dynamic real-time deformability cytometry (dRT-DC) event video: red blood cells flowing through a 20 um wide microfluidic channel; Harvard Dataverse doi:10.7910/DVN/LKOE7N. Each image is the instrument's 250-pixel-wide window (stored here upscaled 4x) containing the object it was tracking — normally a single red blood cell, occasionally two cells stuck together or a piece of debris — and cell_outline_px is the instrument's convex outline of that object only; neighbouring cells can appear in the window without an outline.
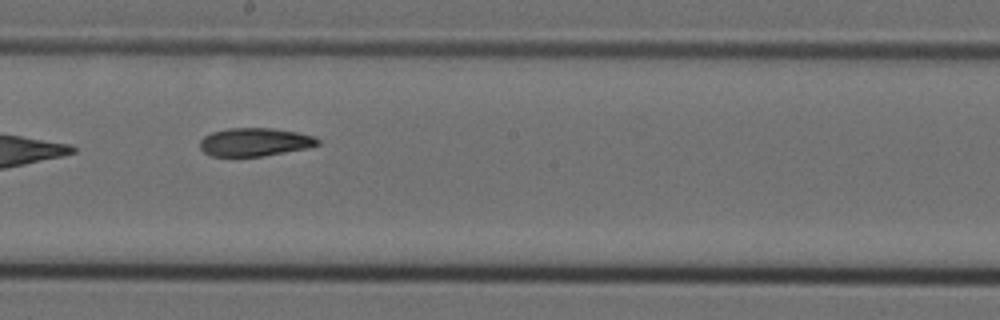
{"species": "Egyptian fruit bat (a non-hibernating species)", "species_latin": "Rousettus aegyptiacus", "temperature_condition": "cold", "stored_images_in_passage": 9, "camera_frame_rate_fps": 3000, "um_per_image_px": 0.085, "animal": {"sex": "female"}, "frame": {"image": 1, "passage_image": 7, "time_ms": 2.0, "image_size_px": [1000, 320], "cell_outline_px": [[320, 144], [308, 148], [264, 156], [212, 156], [204, 152], [200, 148], [200, 140], [204, 136], [212, 132], [228, 128], [272, 128], [296, 132], [316, 136], [320, 140]], "centroid_in_image_um": [21.68, 12.07], "position_along_channel_um": 226.5, "area_um2": 19.48}}
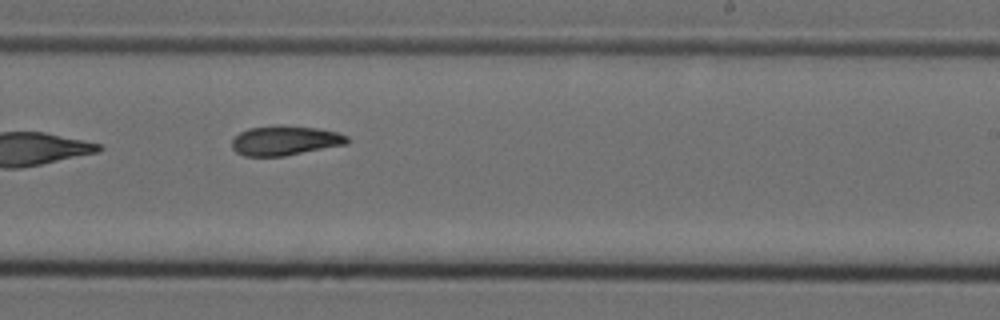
{"frame": {"image": 2, "passage_image": 8, "time_ms": 2.333, "image_size_px": [1000, 320], "cell_outline_px": [[348, 140], [344, 144], [284, 156], [244, 156], [236, 152], [232, 148], [232, 140], [240, 132], [248, 128], [316, 128], [336, 132], [348, 136]], "centroid_in_image_um": [24.18, 11.99], "position_along_channel_um": 264.8, "area_um2": 18.79}}
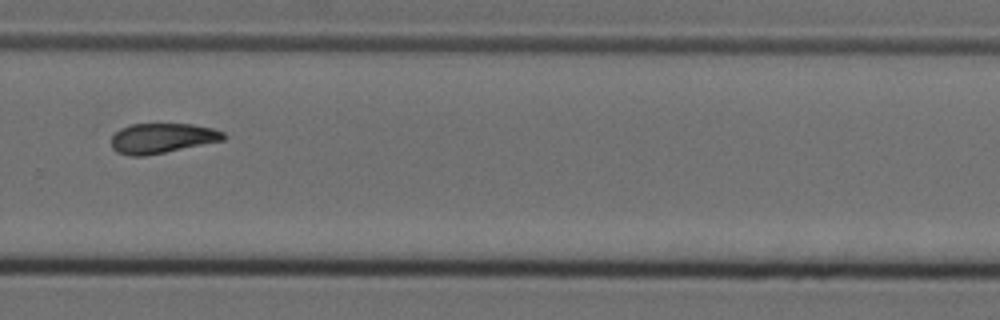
{"frame": {"image": 3, "passage_image": 9, "time_ms": 2.667, "image_size_px": [1000, 320], "cell_outline_px": [[228, 136], [224, 140], [144, 156], [128, 156], [116, 152], [112, 148], [112, 136], [120, 128], [132, 124], [192, 124], [212, 128], [224, 132]], "centroid_in_image_um": [13.77, 11.75], "position_along_channel_um": 316.0, "area_um2": 19.59}}